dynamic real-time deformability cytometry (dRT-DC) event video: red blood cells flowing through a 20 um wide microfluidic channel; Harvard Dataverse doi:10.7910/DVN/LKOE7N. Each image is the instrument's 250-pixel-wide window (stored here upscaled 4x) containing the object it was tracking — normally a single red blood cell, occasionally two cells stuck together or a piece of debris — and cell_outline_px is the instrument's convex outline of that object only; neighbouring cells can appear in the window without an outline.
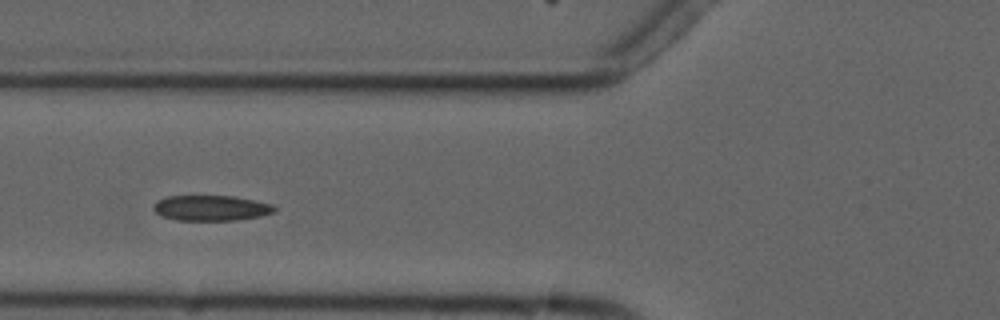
{"species": "common noctule bat (a hibernating species)", "species_latin": "Nyctalus noctula", "temperature_condition": "cold", "stored_images_in_passage": 4, "camera_frame_rate_fps": 3000, "um_per_image_px": 0.085, "animal": {"sex": "male", "forearm_length_mm": 52.5}, "frame": {"image": 1, "passage_image": 3, "time_ms": 2.333, "image_size_px": [1000, 320], "cell_outline_px": [[276, 212], [260, 216], [236, 220], [176, 220], [160, 216], [152, 208], [152, 204], [156, 200], [164, 196], [232, 196], [272, 204], [276, 208]], "centroid_in_image_um": [17.88, 17.68], "position_along_channel_um": 107.9, "area_um2": 18.03}}
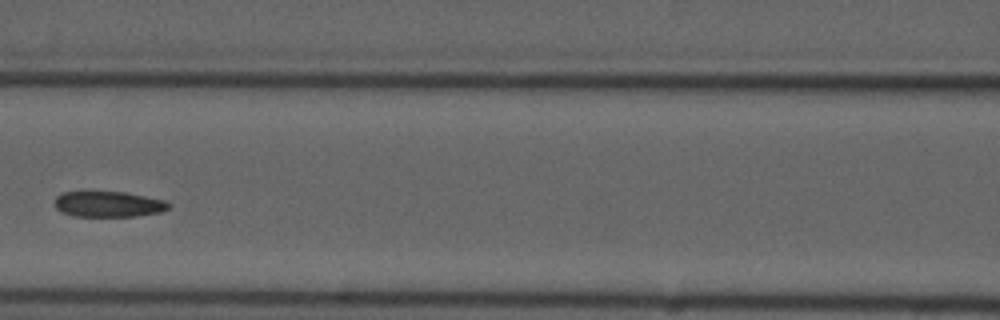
{"frame": {"image": 2, "passage_image": 4, "time_ms": 3.667, "image_size_px": [1000, 320], "cell_outline_px": [[172, 204], [168, 208], [160, 212], [136, 216], [72, 216], [60, 212], [56, 208], [56, 196], [64, 192], [124, 192], [164, 200]], "centroid_in_image_um": [9.21, 17.36], "position_along_channel_um": 157.4, "area_um2": 16.94}}